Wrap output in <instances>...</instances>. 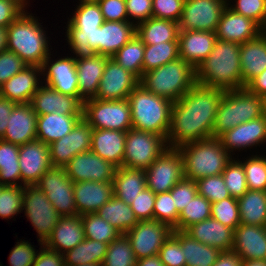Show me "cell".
I'll return each instance as SVG.
<instances>
[{
	"label": "cell",
	"mask_w": 266,
	"mask_h": 266,
	"mask_svg": "<svg viewBox=\"0 0 266 266\" xmlns=\"http://www.w3.org/2000/svg\"><path fill=\"white\" fill-rule=\"evenodd\" d=\"M225 90L195 83L173 102L171 123L166 138L168 147L213 137L217 108Z\"/></svg>",
	"instance_id": "1"
},
{
	"label": "cell",
	"mask_w": 266,
	"mask_h": 266,
	"mask_svg": "<svg viewBox=\"0 0 266 266\" xmlns=\"http://www.w3.org/2000/svg\"><path fill=\"white\" fill-rule=\"evenodd\" d=\"M196 83L225 91L245 88L240 44L217 39L212 52L196 69Z\"/></svg>",
	"instance_id": "2"
},
{
	"label": "cell",
	"mask_w": 266,
	"mask_h": 266,
	"mask_svg": "<svg viewBox=\"0 0 266 266\" xmlns=\"http://www.w3.org/2000/svg\"><path fill=\"white\" fill-rule=\"evenodd\" d=\"M32 15L26 10L7 27V50L27 65L42 66L51 53L50 41L40 20Z\"/></svg>",
	"instance_id": "3"
},
{
	"label": "cell",
	"mask_w": 266,
	"mask_h": 266,
	"mask_svg": "<svg viewBox=\"0 0 266 266\" xmlns=\"http://www.w3.org/2000/svg\"><path fill=\"white\" fill-rule=\"evenodd\" d=\"M177 149L182 156L184 178L194 181L222 174L233 158L217 137L189 142Z\"/></svg>",
	"instance_id": "4"
},
{
	"label": "cell",
	"mask_w": 266,
	"mask_h": 266,
	"mask_svg": "<svg viewBox=\"0 0 266 266\" xmlns=\"http://www.w3.org/2000/svg\"><path fill=\"white\" fill-rule=\"evenodd\" d=\"M127 100L131 109L132 129L155 133L166 140L173 102L151 93L141 84L129 94Z\"/></svg>",
	"instance_id": "5"
},
{
	"label": "cell",
	"mask_w": 266,
	"mask_h": 266,
	"mask_svg": "<svg viewBox=\"0 0 266 266\" xmlns=\"http://www.w3.org/2000/svg\"><path fill=\"white\" fill-rule=\"evenodd\" d=\"M196 83V70L183 59L143 73L139 80L146 90L171 102L178 101Z\"/></svg>",
	"instance_id": "6"
},
{
	"label": "cell",
	"mask_w": 266,
	"mask_h": 266,
	"mask_svg": "<svg viewBox=\"0 0 266 266\" xmlns=\"http://www.w3.org/2000/svg\"><path fill=\"white\" fill-rule=\"evenodd\" d=\"M262 115V99L246 87L225 91L217 108L213 137Z\"/></svg>",
	"instance_id": "7"
},
{
	"label": "cell",
	"mask_w": 266,
	"mask_h": 266,
	"mask_svg": "<svg viewBox=\"0 0 266 266\" xmlns=\"http://www.w3.org/2000/svg\"><path fill=\"white\" fill-rule=\"evenodd\" d=\"M83 119L93 129H110L127 132L132 129L130 104L123 100H97L83 102Z\"/></svg>",
	"instance_id": "8"
},
{
	"label": "cell",
	"mask_w": 266,
	"mask_h": 266,
	"mask_svg": "<svg viewBox=\"0 0 266 266\" xmlns=\"http://www.w3.org/2000/svg\"><path fill=\"white\" fill-rule=\"evenodd\" d=\"M167 148L166 140L162 136L130 129L125 139L123 166L146 170Z\"/></svg>",
	"instance_id": "9"
},
{
	"label": "cell",
	"mask_w": 266,
	"mask_h": 266,
	"mask_svg": "<svg viewBox=\"0 0 266 266\" xmlns=\"http://www.w3.org/2000/svg\"><path fill=\"white\" fill-rule=\"evenodd\" d=\"M22 210L38 234L39 245H43L62 216L56 212L45 193L36 185L24 186Z\"/></svg>",
	"instance_id": "10"
},
{
	"label": "cell",
	"mask_w": 266,
	"mask_h": 266,
	"mask_svg": "<svg viewBox=\"0 0 266 266\" xmlns=\"http://www.w3.org/2000/svg\"><path fill=\"white\" fill-rule=\"evenodd\" d=\"M47 196L56 212L62 216H76L73 181L64 167L51 166L36 184Z\"/></svg>",
	"instance_id": "11"
},
{
	"label": "cell",
	"mask_w": 266,
	"mask_h": 266,
	"mask_svg": "<svg viewBox=\"0 0 266 266\" xmlns=\"http://www.w3.org/2000/svg\"><path fill=\"white\" fill-rule=\"evenodd\" d=\"M146 187L155 194L169 192L184 178L182 156L177 148L168 147L145 170Z\"/></svg>",
	"instance_id": "12"
},
{
	"label": "cell",
	"mask_w": 266,
	"mask_h": 266,
	"mask_svg": "<svg viewBox=\"0 0 266 266\" xmlns=\"http://www.w3.org/2000/svg\"><path fill=\"white\" fill-rule=\"evenodd\" d=\"M227 0H185L179 31L215 32Z\"/></svg>",
	"instance_id": "13"
},
{
	"label": "cell",
	"mask_w": 266,
	"mask_h": 266,
	"mask_svg": "<svg viewBox=\"0 0 266 266\" xmlns=\"http://www.w3.org/2000/svg\"><path fill=\"white\" fill-rule=\"evenodd\" d=\"M173 230L165 223L141 220L125 233L137 260L157 255Z\"/></svg>",
	"instance_id": "14"
},
{
	"label": "cell",
	"mask_w": 266,
	"mask_h": 266,
	"mask_svg": "<svg viewBox=\"0 0 266 266\" xmlns=\"http://www.w3.org/2000/svg\"><path fill=\"white\" fill-rule=\"evenodd\" d=\"M92 132L82 118L67 135L48 145L52 166L65 167L77 154L90 151Z\"/></svg>",
	"instance_id": "15"
},
{
	"label": "cell",
	"mask_w": 266,
	"mask_h": 266,
	"mask_svg": "<svg viewBox=\"0 0 266 266\" xmlns=\"http://www.w3.org/2000/svg\"><path fill=\"white\" fill-rule=\"evenodd\" d=\"M116 169V166L91 150L77 154L64 167L66 175L73 182H113Z\"/></svg>",
	"instance_id": "16"
},
{
	"label": "cell",
	"mask_w": 266,
	"mask_h": 266,
	"mask_svg": "<svg viewBox=\"0 0 266 266\" xmlns=\"http://www.w3.org/2000/svg\"><path fill=\"white\" fill-rule=\"evenodd\" d=\"M52 54L43 62V84L53 88L64 95L77 97L80 100L78 90V76L76 71V59L74 56L51 59ZM52 60V61H51Z\"/></svg>",
	"instance_id": "17"
},
{
	"label": "cell",
	"mask_w": 266,
	"mask_h": 266,
	"mask_svg": "<svg viewBox=\"0 0 266 266\" xmlns=\"http://www.w3.org/2000/svg\"><path fill=\"white\" fill-rule=\"evenodd\" d=\"M139 85V79L113 58L106 62L95 99L123 100Z\"/></svg>",
	"instance_id": "18"
},
{
	"label": "cell",
	"mask_w": 266,
	"mask_h": 266,
	"mask_svg": "<svg viewBox=\"0 0 266 266\" xmlns=\"http://www.w3.org/2000/svg\"><path fill=\"white\" fill-rule=\"evenodd\" d=\"M19 166L21 187L36 185L52 166L48 145L35 139L19 146Z\"/></svg>",
	"instance_id": "19"
},
{
	"label": "cell",
	"mask_w": 266,
	"mask_h": 266,
	"mask_svg": "<svg viewBox=\"0 0 266 266\" xmlns=\"http://www.w3.org/2000/svg\"><path fill=\"white\" fill-rule=\"evenodd\" d=\"M218 138L231 156L237 150L241 152L244 149L260 146L266 142V118L262 115L259 118L241 123L224 132Z\"/></svg>",
	"instance_id": "20"
},
{
	"label": "cell",
	"mask_w": 266,
	"mask_h": 266,
	"mask_svg": "<svg viewBox=\"0 0 266 266\" xmlns=\"http://www.w3.org/2000/svg\"><path fill=\"white\" fill-rule=\"evenodd\" d=\"M30 105L37 116L51 113L83 115V103L77 97L64 95L43 84L32 96Z\"/></svg>",
	"instance_id": "21"
},
{
	"label": "cell",
	"mask_w": 266,
	"mask_h": 266,
	"mask_svg": "<svg viewBox=\"0 0 266 266\" xmlns=\"http://www.w3.org/2000/svg\"><path fill=\"white\" fill-rule=\"evenodd\" d=\"M263 31L255 21L235 13L226 6L215 33L219 40L243 44L256 38Z\"/></svg>",
	"instance_id": "22"
},
{
	"label": "cell",
	"mask_w": 266,
	"mask_h": 266,
	"mask_svg": "<svg viewBox=\"0 0 266 266\" xmlns=\"http://www.w3.org/2000/svg\"><path fill=\"white\" fill-rule=\"evenodd\" d=\"M41 66L26 65L20 72L12 76L0 86V95L17 103H30L32 96L43 84L40 81Z\"/></svg>",
	"instance_id": "23"
},
{
	"label": "cell",
	"mask_w": 266,
	"mask_h": 266,
	"mask_svg": "<svg viewBox=\"0 0 266 266\" xmlns=\"http://www.w3.org/2000/svg\"><path fill=\"white\" fill-rule=\"evenodd\" d=\"M8 120L2 140L21 146L37 138V114L30 103L15 104Z\"/></svg>",
	"instance_id": "24"
},
{
	"label": "cell",
	"mask_w": 266,
	"mask_h": 266,
	"mask_svg": "<svg viewBox=\"0 0 266 266\" xmlns=\"http://www.w3.org/2000/svg\"><path fill=\"white\" fill-rule=\"evenodd\" d=\"M232 251L243 261H266V226L239 224L234 230Z\"/></svg>",
	"instance_id": "25"
},
{
	"label": "cell",
	"mask_w": 266,
	"mask_h": 266,
	"mask_svg": "<svg viewBox=\"0 0 266 266\" xmlns=\"http://www.w3.org/2000/svg\"><path fill=\"white\" fill-rule=\"evenodd\" d=\"M216 40L215 32L179 31V58L188 62L196 70L212 52Z\"/></svg>",
	"instance_id": "26"
},
{
	"label": "cell",
	"mask_w": 266,
	"mask_h": 266,
	"mask_svg": "<svg viewBox=\"0 0 266 266\" xmlns=\"http://www.w3.org/2000/svg\"><path fill=\"white\" fill-rule=\"evenodd\" d=\"M74 198L78 215L96 213L113 194V182H73Z\"/></svg>",
	"instance_id": "27"
},
{
	"label": "cell",
	"mask_w": 266,
	"mask_h": 266,
	"mask_svg": "<svg viewBox=\"0 0 266 266\" xmlns=\"http://www.w3.org/2000/svg\"><path fill=\"white\" fill-rule=\"evenodd\" d=\"M136 34L129 21H105L97 28L96 53L112 57Z\"/></svg>",
	"instance_id": "28"
},
{
	"label": "cell",
	"mask_w": 266,
	"mask_h": 266,
	"mask_svg": "<svg viewBox=\"0 0 266 266\" xmlns=\"http://www.w3.org/2000/svg\"><path fill=\"white\" fill-rule=\"evenodd\" d=\"M84 240L82 217L80 215L65 216L60 218L44 245L51 250L64 254Z\"/></svg>",
	"instance_id": "29"
},
{
	"label": "cell",
	"mask_w": 266,
	"mask_h": 266,
	"mask_svg": "<svg viewBox=\"0 0 266 266\" xmlns=\"http://www.w3.org/2000/svg\"><path fill=\"white\" fill-rule=\"evenodd\" d=\"M127 132L110 129H93L91 151L117 168L123 166Z\"/></svg>",
	"instance_id": "30"
},
{
	"label": "cell",
	"mask_w": 266,
	"mask_h": 266,
	"mask_svg": "<svg viewBox=\"0 0 266 266\" xmlns=\"http://www.w3.org/2000/svg\"><path fill=\"white\" fill-rule=\"evenodd\" d=\"M185 232L193 239L222 251L233 247L234 230L221 222L209 218L188 227Z\"/></svg>",
	"instance_id": "31"
},
{
	"label": "cell",
	"mask_w": 266,
	"mask_h": 266,
	"mask_svg": "<svg viewBox=\"0 0 266 266\" xmlns=\"http://www.w3.org/2000/svg\"><path fill=\"white\" fill-rule=\"evenodd\" d=\"M110 57L96 54L91 58L76 59L80 101L95 98L107 60Z\"/></svg>",
	"instance_id": "32"
},
{
	"label": "cell",
	"mask_w": 266,
	"mask_h": 266,
	"mask_svg": "<svg viewBox=\"0 0 266 266\" xmlns=\"http://www.w3.org/2000/svg\"><path fill=\"white\" fill-rule=\"evenodd\" d=\"M240 64L245 86L266 69V30L240 44Z\"/></svg>",
	"instance_id": "33"
},
{
	"label": "cell",
	"mask_w": 266,
	"mask_h": 266,
	"mask_svg": "<svg viewBox=\"0 0 266 266\" xmlns=\"http://www.w3.org/2000/svg\"><path fill=\"white\" fill-rule=\"evenodd\" d=\"M83 118V115H63L57 113L37 116V140L47 145L67 135L75 125Z\"/></svg>",
	"instance_id": "34"
},
{
	"label": "cell",
	"mask_w": 266,
	"mask_h": 266,
	"mask_svg": "<svg viewBox=\"0 0 266 266\" xmlns=\"http://www.w3.org/2000/svg\"><path fill=\"white\" fill-rule=\"evenodd\" d=\"M146 188L145 170L121 166L116 169L113 180L115 197L129 204Z\"/></svg>",
	"instance_id": "35"
},
{
	"label": "cell",
	"mask_w": 266,
	"mask_h": 266,
	"mask_svg": "<svg viewBox=\"0 0 266 266\" xmlns=\"http://www.w3.org/2000/svg\"><path fill=\"white\" fill-rule=\"evenodd\" d=\"M136 34L145 45L178 41L179 25L172 20L152 17L136 26Z\"/></svg>",
	"instance_id": "36"
},
{
	"label": "cell",
	"mask_w": 266,
	"mask_h": 266,
	"mask_svg": "<svg viewBox=\"0 0 266 266\" xmlns=\"http://www.w3.org/2000/svg\"><path fill=\"white\" fill-rule=\"evenodd\" d=\"M237 200L241 224L266 226V191L247 190Z\"/></svg>",
	"instance_id": "37"
},
{
	"label": "cell",
	"mask_w": 266,
	"mask_h": 266,
	"mask_svg": "<svg viewBox=\"0 0 266 266\" xmlns=\"http://www.w3.org/2000/svg\"><path fill=\"white\" fill-rule=\"evenodd\" d=\"M96 213L120 231L121 234H125L138 223L130 205L114 195Z\"/></svg>",
	"instance_id": "38"
},
{
	"label": "cell",
	"mask_w": 266,
	"mask_h": 266,
	"mask_svg": "<svg viewBox=\"0 0 266 266\" xmlns=\"http://www.w3.org/2000/svg\"><path fill=\"white\" fill-rule=\"evenodd\" d=\"M107 243L87 239L63 254L65 266L102 264L108 248Z\"/></svg>",
	"instance_id": "39"
},
{
	"label": "cell",
	"mask_w": 266,
	"mask_h": 266,
	"mask_svg": "<svg viewBox=\"0 0 266 266\" xmlns=\"http://www.w3.org/2000/svg\"><path fill=\"white\" fill-rule=\"evenodd\" d=\"M180 243L186 266H213L221 253L219 249L193 239L185 231H180Z\"/></svg>",
	"instance_id": "40"
},
{
	"label": "cell",
	"mask_w": 266,
	"mask_h": 266,
	"mask_svg": "<svg viewBox=\"0 0 266 266\" xmlns=\"http://www.w3.org/2000/svg\"><path fill=\"white\" fill-rule=\"evenodd\" d=\"M0 185L21 186L19 146L2 139H0Z\"/></svg>",
	"instance_id": "41"
},
{
	"label": "cell",
	"mask_w": 266,
	"mask_h": 266,
	"mask_svg": "<svg viewBox=\"0 0 266 266\" xmlns=\"http://www.w3.org/2000/svg\"><path fill=\"white\" fill-rule=\"evenodd\" d=\"M65 27V40L74 53L75 59H85L95 56L97 29H76L69 21Z\"/></svg>",
	"instance_id": "42"
},
{
	"label": "cell",
	"mask_w": 266,
	"mask_h": 266,
	"mask_svg": "<svg viewBox=\"0 0 266 266\" xmlns=\"http://www.w3.org/2000/svg\"><path fill=\"white\" fill-rule=\"evenodd\" d=\"M144 50L145 44L137 34H135L111 58L140 80L143 76Z\"/></svg>",
	"instance_id": "43"
},
{
	"label": "cell",
	"mask_w": 266,
	"mask_h": 266,
	"mask_svg": "<svg viewBox=\"0 0 266 266\" xmlns=\"http://www.w3.org/2000/svg\"><path fill=\"white\" fill-rule=\"evenodd\" d=\"M179 58L178 41L160 42L159 44L145 45L143 73L159 68Z\"/></svg>",
	"instance_id": "44"
},
{
	"label": "cell",
	"mask_w": 266,
	"mask_h": 266,
	"mask_svg": "<svg viewBox=\"0 0 266 266\" xmlns=\"http://www.w3.org/2000/svg\"><path fill=\"white\" fill-rule=\"evenodd\" d=\"M82 223L85 238L110 244L121 233L97 213L83 214Z\"/></svg>",
	"instance_id": "45"
},
{
	"label": "cell",
	"mask_w": 266,
	"mask_h": 266,
	"mask_svg": "<svg viewBox=\"0 0 266 266\" xmlns=\"http://www.w3.org/2000/svg\"><path fill=\"white\" fill-rule=\"evenodd\" d=\"M211 218V202L197 194L179 214L177 226L173 230L185 231L191 225Z\"/></svg>",
	"instance_id": "46"
},
{
	"label": "cell",
	"mask_w": 266,
	"mask_h": 266,
	"mask_svg": "<svg viewBox=\"0 0 266 266\" xmlns=\"http://www.w3.org/2000/svg\"><path fill=\"white\" fill-rule=\"evenodd\" d=\"M136 261L129 239L121 234L108 245L102 266H136Z\"/></svg>",
	"instance_id": "47"
},
{
	"label": "cell",
	"mask_w": 266,
	"mask_h": 266,
	"mask_svg": "<svg viewBox=\"0 0 266 266\" xmlns=\"http://www.w3.org/2000/svg\"><path fill=\"white\" fill-rule=\"evenodd\" d=\"M247 156L241 161L246 176L248 190L266 191V156Z\"/></svg>",
	"instance_id": "48"
},
{
	"label": "cell",
	"mask_w": 266,
	"mask_h": 266,
	"mask_svg": "<svg viewBox=\"0 0 266 266\" xmlns=\"http://www.w3.org/2000/svg\"><path fill=\"white\" fill-rule=\"evenodd\" d=\"M68 21L76 29H97L104 22L98 3H78Z\"/></svg>",
	"instance_id": "49"
},
{
	"label": "cell",
	"mask_w": 266,
	"mask_h": 266,
	"mask_svg": "<svg viewBox=\"0 0 266 266\" xmlns=\"http://www.w3.org/2000/svg\"><path fill=\"white\" fill-rule=\"evenodd\" d=\"M24 187L0 185V217L12 219L23 212Z\"/></svg>",
	"instance_id": "50"
},
{
	"label": "cell",
	"mask_w": 266,
	"mask_h": 266,
	"mask_svg": "<svg viewBox=\"0 0 266 266\" xmlns=\"http://www.w3.org/2000/svg\"><path fill=\"white\" fill-rule=\"evenodd\" d=\"M222 176L231 197L238 199L247 192L246 176L240 159L236 160L233 156Z\"/></svg>",
	"instance_id": "51"
},
{
	"label": "cell",
	"mask_w": 266,
	"mask_h": 266,
	"mask_svg": "<svg viewBox=\"0 0 266 266\" xmlns=\"http://www.w3.org/2000/svg\"><path fill=\"white\" fill-rule=\"evenodd\" d=\"M211 218L235 230L240 224V211L237 198L229 197L211 203Z\"/></svg>",
	"instance_id": "52"
},
{
	"label": "cell",
	"mask_w": 266,
	"mask_h": 266,
	"mask_svg": "<svg viewBox=\"0 0 266 266\" xmlns=\"http://www.w3.org/2000/svg\"><path fill=\"white\" fill-rule=\"evenodd\" d=\"M230 1L227 0L228 8L237 14L252 19L263 30H266V0H234L235 3Z\"/></svg>",
	"instance_id": "53"
},
{
	"label": "cell",
	"mask_w": 266,
	"mask_h": 266,
	"mask_svg": "<svg viewBox=\"0 0 266 266\" xmlns=\"http://www.w3.org/2000/svg\"><path fill=\"white\" fill-rule=\"evenodd\" d=\"M153 219L165 223L172 230L177 226L179 214L170 191L156 194Z\"/></svg>",
	"instance_id": "54"
},
{
	"label": "cell",
	"mask_w": 266,
	"mask_h": 266,
	"mask_svg": "<svg viewBox=\"0 0 266 266\" xmlns=\"http://www.w3.org/2000/svg\"><path fill=\"white\" fill-rule=\"evenodd\" d=\"M198 194L205 197L211 203H215L231 197L222 174L208 176L196 181Z\"/></svg>",
	"instance_id": "55"
},
{
	"label": "cell",
	"mask_w": 266,
	"mask_h": 266,
	"mask_svg": "<svg viewBox=\"0 0 266 266\" xmlns=\"http://www.w3.org/2000/svg\"><path fill=\"white\" fill-rule=\"evenodd\" d=\"M158 256L165 266H186L179 230H173L159 250Z\"/></svg>",
	"instance_id": "56"
},
{
	"label": "cell",
	"mask_w": 266,
	"mask_h": 266,
	"mask_svg": "<svg viewBox=\"0 0 266 266\" xmlns=\"http://www.w3.org/2000/svg\"><path fill=\"white\" fill-rule=\"evenodd\" d=\"M155 198L156 194L146 187L130 203V207L138 221L153 219Z\"/></svg>",
	"instance_id": "57"
},
{
	"label": "cell",
	"mask_w": 266,
	"mask_h": 266,
	"mask_svg": "<svg viewBox=\"0 0 266 266\" xmlns=\"http://www.w3.org/2000/svg\"><path fill=\"white\" fill-rule=\"evenodd\" d=\"M170 192L177 212L180 214L183 208L198 194L196 181L183 178Z\"/></svg>",
	"instance_id": "58"
},
{
	"label": "cell",
	"mask_w": 266,
	"mask_h": 266,
	"mask_svg": "<svg viewBox=\"0 0 266 266\" xmlns=\"http://www.w3.org/2000/svg\"><path fill=\"white\" fill-rule=\"evenodd\" d=\"M185 0H152L153 17L179 22Z\"/></svg>",
	"instance_id": "59"
},
{
	"label": "cell",
	"mask_w": 266,
	"mask_h": 266,
	"mask_svg": "<svg viewBox=\"0 0 266 266\" xmlns=\"http://www.w3.org/2000/svg\"><path fill=\"white\" fill-rule=\"evenodd\" d=\"M31 242L20 239V242H16L13 249L9 254V265L10 266H32L38 250L34 248Z\"/></svg>",
	"instance_id": "60"
},
{
	"label": "cell",
	"mask_w": 266,
	"mask_h": 266,
	"mask_svg": "<svg viewBox=\"0 0 266 266\" xmlns=\"http://www.w3.org/2000/svg\"><path fill=\"white\" fill-rule=\"evenodd\" d=\"M27 64L14 52L0 53V86L20 72Z\"/></svg>",
	"instance_id": "61"
},
{
	"label": "cell",
	"mask_w": 266,
	"mask_h": 266,
	"mask_svg": "<svg viewBox=\"0 0 266 266\" xmlns=\"http://www.w3.org/2000/svg\"><path fill=\"white\" fill-rule=\"evenodd\" d=\"M125 3L130 23L137 26L153 17L152 0H125Z\"/></svg>",
	"instance_id": "62"
},
{
	"label": "cell",
	"mask_w": 266,
	"mask_h": 266,
	"mask_svg": "<svg viewBox=\"0 0 266 266\" xmlns=\"http://www.w3.org/2000/svg\"><path fill=\"white\" fill-rule=\"evenodd\" d=\"M30 6L24 0H0V26L8 27Z\"/></svg>",
	"instance_id": "63"
},
{
	"label": "cell",
	"mask_w": 266,
	"mask_h": 266,
	"mask_svg": "<svg viewBox=\"0 0 266 266\" xmlns=\"http://www.w3.org/2000/svg\"><path fill=\"white\" fill-rule=\"evenodd\" d=\"M98 5L105 21H128L125 0H100Z\"/></svg>",
	"instance_id": "64"
},
{
	"label": "cell",
	"mask_w": 266,
	"mask_h": 266,
	"mask_svg": "<svg viewBox=\"0 0 266 266\" xmlns=\"http://www.w3.org/2000/svg\"><path fill=\"white\" fill-rule=\"evenodd\" d=\"M32 266H65L63 254L40 245Z\"/></svg>",
	"instance_id": "65"
},
{
	"label": "cell",
	"mask_w": 266,
	"mask_h": 266,
	"mask_svg": "<svg viewBox=\"0 0 266 266\" xmlns=\"http://www.w3.org/2000/svg\"><path fill=\"white\" fill-rule=\"evenodd\" d=\"M15 104V102L0 95V139L4 136L9 116Z\"/></svg>",
	"instance_id": "66"
},
{
	"label": "cell",
	"mask_w": 266,
	"mask_h": 266,
	"mask_svg": "<svg viewBox=\"0 0 266 266\" xmlns=\"http://www.w3.org/2000/svg\"><path fill=\"white\" fill-rule=\"evenodd\" d=\"M246 88L262 98L266 96V69L255 78H253L247 85Z\"/></svg>",
	"instance_id": "67"
},
{
	"label": "cell",
	"mask_w": 266,
	"mask_h": 266,
	"mask_svg": "<svg viewBox=\"0 0 266 266\" xmlns=\"http://www.w3.org/2000/svg\"><path fill=\"white\" fill-rule=\"evenodd\" d=\"M243 259L234 251H222L213 266H242Z\"/></svg>",
	"instance_id": "68"
},
{
	"label": "cell",
	"mask_w": 266,
	"mask_h": 266,
	"mask_svg": "<svg viewBox=\"0 0 266 266\" xmlns=\"http://www.w3.org/2000/svg\"><path fill=\"white\" fill-rule=\"evenodd\" d=\"M136 266H165L157 255L142 258L136 261Z\"/></svg>",
	"instance_id": "69"
},
{
	"label": "cell",
	"mask_w": 266,
	"mask_h": 266,
	"mask_svg": "<svg viewBox=\"0 0 266 266\" xmlns=\"http://www.w3.org/2000/svg\"><path fill=\"white\" fill-rule=\"evenodd\" d=\"M7 50V28L0 26V53Z\"/></svg>",
	"instance_id": "70"
},
{
	"label": "cell",
	"mask_w": 266,
	"mask_h": 266,
	"mask_svg": "<svg viewBox=\"0 0 266 266\" xmlns=\"http://www.w3.org/2000/svg\"><path fill=\"white\" fill-rule=\"evenodd\" d=\"M242 266H266V261L262 260H245Z\"/></svg>",
	"instance_id": "71"
},
{
	"label": "cell",
	"mask_w": 266,
	"mask_h": 266,
	"mask_svg": "<svg viewBox=\"0 0 266 266\" xmlns=\"http://www.w3.org/2000/svg\"><path fill=\"white\" fill-rule=\"evenodd\" d=\"M263 116L266 118V96L262 97Z\"/></svg>",
	"instance_id": "72"
},
{
	"label": "cell",
	"mask_w": 266,
	"mask_h": 266,
	"mask_svg": "<svg viewBox=\"0 0 266 266\" xmlns=\"http://www.w3.org/2000/svg\"><path fill=\"white\" fill-rule=\"evenodd\" d=\"M78 3H98L100 0H79Z\"/></svg>",
	"instance_id": "73"
},
{
	"label": "cell",
	"mask_w": 266,
	"mask_h": 266,
	"mask_svg": "<svg viewBox=\"0 0 266 266\" xmlns=\"http://www.w3.org/2000/svg\"><path fill=\"white\" fill-rule=\"evenodd\" d=\"M76 266H102V264H82V265H76Z\"/></svg>",
	"instance_id": "74"
}]
</instances>
